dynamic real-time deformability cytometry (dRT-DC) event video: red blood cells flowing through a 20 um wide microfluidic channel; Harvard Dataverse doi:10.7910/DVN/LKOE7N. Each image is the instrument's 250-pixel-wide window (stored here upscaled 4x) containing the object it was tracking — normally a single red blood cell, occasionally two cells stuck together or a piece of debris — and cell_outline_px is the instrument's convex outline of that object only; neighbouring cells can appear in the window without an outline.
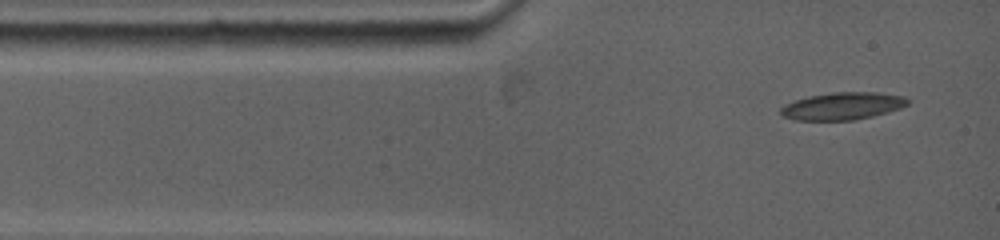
{"species": "common noctule bat (a hibernating species)", "species_latin": "Nyctalus noctula", "temperature_condition": "warm", "stored_images_in_passage": 19, "camera_frame_rate_fps": 5000, "um_per_image_px": 0.085, "animal": {"sex": "female", "body_mass_g": 19.0, "forearm_length_mm": 53.3}, "frame": {"image": 1, "passage_image": 1, "time_ms": 0.0, "image_size_px": [1000, 240], "cell_outline_px": [[908, 104], [900, 108], [888, 112], [872, 116], [852, 120], [796, 120], [780, 116], [780, 108], [784, 104], [808, 96], [836, 92], [876, 92], [904, 96], [908, 100]], "centroid_in_image_um": [71.59, 9.01], "position_along_channel_um": 13.4, "area_um2": 20.23}}
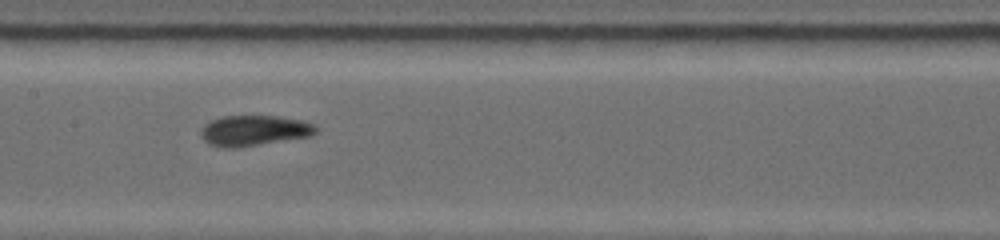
{"frame": {"image": 2, "passage_image": 9, "time_ms": 5.2, "image_size_px": [1000, 240], "cell_outline_px": [[316, 132], [312, 136], [236, 148], [220, 148], [208, 144], [200, 136], [200, 128], [204, 124], [212, 120], [224, 116], [276, 116], [300, 120], [316, 124]], "centroid_in_image_um": [21.56, 11.11], "position_along_channel_um": 185.8, "area_um2": 20.63}}
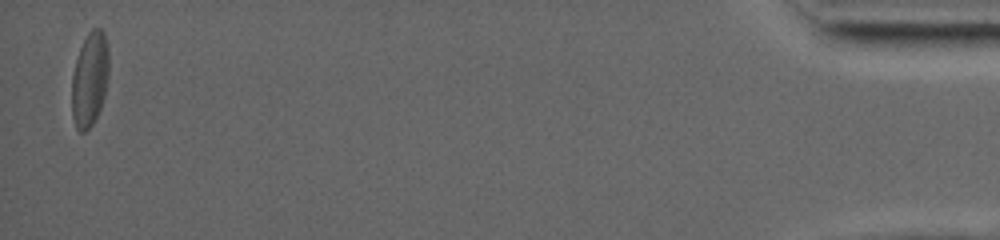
{"frame": {"image": 3, "passage_image": 19, "time_ms": 15.2, "image_size_px": [1000, 240], "cell_outline_px": [[108, 80], [104, 96], [100, 108], [92, 124], [84, 132], [80, 132], [76, 128], [72, 116], [72, 76], [76, 60], [80, 48], [88, 32], [92, 28], [100, 28], [104, 32], [108, 48]], "centroid_in_image_um": [7.63, 6.72], "position_along_channel_um": 427.6, "area_um2": 20.35}, "authors_computed_cell_mechanics": {"area_um2": 19.9988, "velocity_mm_per_s": 3.8897, "shape_relaxation_time_tau1_ms": 7.8095, "shape_relaxation_time_tau2_ms": 4.252, "deformation_change_tau1": 0.1569, "deformation_change_tau2": 0.0965}}